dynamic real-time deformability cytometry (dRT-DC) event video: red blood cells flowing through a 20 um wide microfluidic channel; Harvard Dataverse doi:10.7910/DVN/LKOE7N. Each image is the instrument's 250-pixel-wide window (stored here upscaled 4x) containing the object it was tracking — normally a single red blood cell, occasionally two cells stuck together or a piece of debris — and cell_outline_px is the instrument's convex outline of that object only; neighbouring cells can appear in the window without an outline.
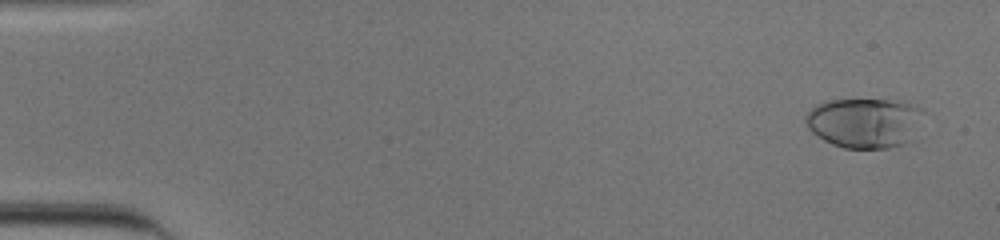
{"species": "human", "species_latin": "Homo sapiens", "temperature_condition": "cold", "stored_images_in_passage": 53, "camera_frame_rate_fps": 3000, "um_per_image_px": 0.085, "donor": {"sex": "male"}, "frame": {"image": 1, "passage_image": 3, "time_ms": 0.667, "image_size_px": [1000, 240], "cell_outline_px": [[924, 112], [912, 140], [904, 144], [888, 148], [844, 148], [832, 144], [824, 140], [812, 132], [808, 128], [804, 120], [808, 112], [816, 104], [828, 100], [884, 100], [908, 104], [920, 108]], "centroid_in_image_um": [73.46, 10.45], "position_along_channel_um": 11.5, "area_um2": 34.1}}
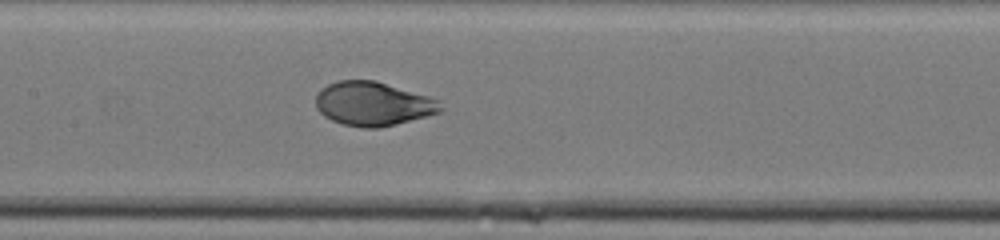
{"frame": {"image": 2, "passage_image": 27, "time_ms": 8.667, "image_size_px": [1000, 240], "cell_outline_px": [[444, 108], [440, 112], [396, 124], [380, 128], [360, 128], [344, 124], [332, 120], [324, 116], [316, 108], [316, 96], [320, 88], [328, 84], [340, 80], [376, 80], [428, 96], [440, 100]], "centroid_in_image_um": [31.7, 8.82], "position_along_channel_um": 175.7, "area_um2": 32.08}}
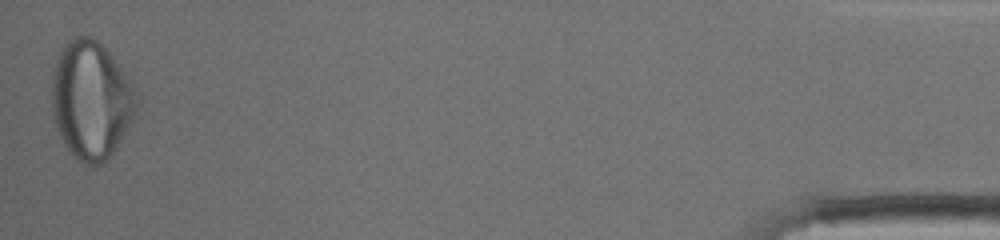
{"frame": {"image": 3, "passage_image": 53, "time_ms": 17.333, "image_size_px": [1000, 240], "cell_outline_px": [[140, 100], [132, 124], [112, 152], [96, 168], [84, 164], [76, 160], [64, 144], [60, 136], [56, 124], [52, 104], [52, 80], [56, 56], [64, 44], [76, 36], [92, 36], [108, 52], [124, 72]], "centroid_in_image_um": [7.75, 8.53], "position_along_channel_um": 427.5, "area_um2": 58.26}, "authors_computed_cell_mechanics": {"area_um2": 33.1194, "velocity_mm_per_s": 3.889, "shape_relaxation_time_tau1_ms": 2.9269, "shape_relaxation_time_tau2_ms": null, "deformation_change_tau1": 0.1712, "deformation_change_tau2": null}}